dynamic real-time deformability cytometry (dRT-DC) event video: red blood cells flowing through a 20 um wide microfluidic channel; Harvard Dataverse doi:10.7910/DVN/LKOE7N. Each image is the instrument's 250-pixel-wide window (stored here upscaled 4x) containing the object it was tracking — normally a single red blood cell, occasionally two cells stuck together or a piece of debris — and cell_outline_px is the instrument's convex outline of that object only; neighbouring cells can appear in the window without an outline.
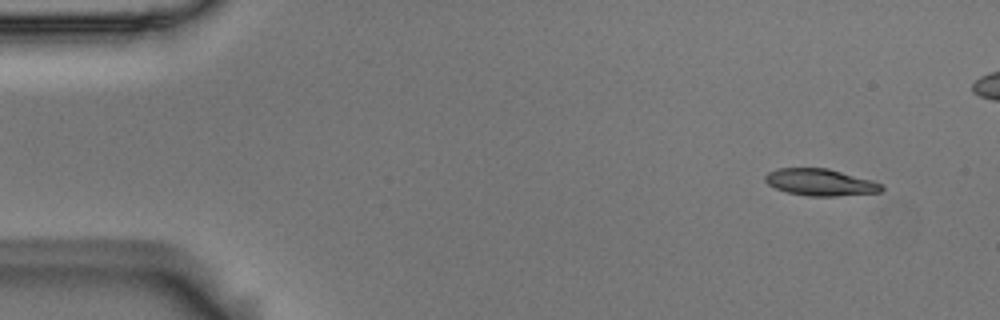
{"species": "Egyptian fruit bat (a non-hibernating species)", "species_latin": "Rousettus aegyptiacus", "temperature_condition": "room temperature", "stored_images_in_passage": 55, "camera_frame_rate_fps": 3000, "um_per_image_px": 0.085, "animal": {"sex": "male"}, "frame": {"image": 1, "passage_image": 4, "time_ms": 1.0, "image_size_px": [1000, 320], "cell_outline_px": [[884, 188], [880, 192], [836, 196], [808, 196], [788, 192], [776, 188], [768, 184], [764, 180], [764, 176], [768, 172], [776, 168], [828, 168], [872, 180], [884, 184]], "centroid_in_image_um": [69.74, 15.49], "position_along_channel_um": 15.3, "area_um2": 18.26}}
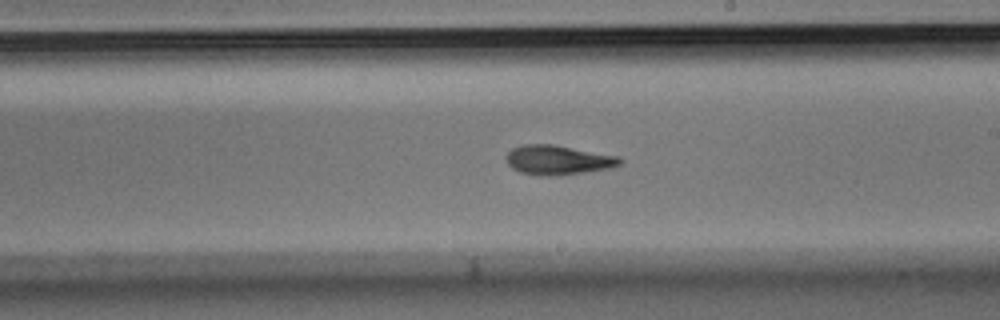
{"frame": {"image": 2, "passage_image": 31, "time_ms": 10.0, "image_size_px": [1000, 320], "cell_outline_px": [[624, 160], [620, 164], [612, 168], [560, 176], [540, 176], [520, 172], [512, 168], [508, 164], [504, 156], [512, 148], [520, 144], [552, 144], [620, 156]], "centroid_in_image_um": [47.43, 13.6], "position_along_channel_um": 241.6, "area_um2": 19.94}}
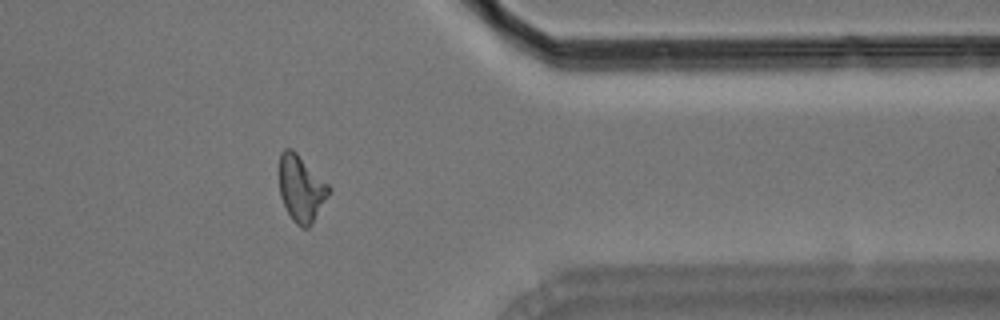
{"frame": {"image": 3, "passage_image": 44, "time_ms": 14.333, "image_size_px": [1000, 320], "cell_outline_px": [[332, 188], [328, 196], [312, 224], [308, 228], [300, 228], [292, 220], [280, 196], [280, 152], [284, 148], [292, 148]], "centroid_in_image_um": [25.6, 16.03], "position_along_channel_um": 385.8, "area_um2": 19.07}, "authors_computed_cell_mechanics": {"area_um2": 18.8428, "velocity_mm_per_s": 3.6645, "shape_relaxation_time_tau1_ms": 7.149, "shape_relaxation_time_tau2_ms": 3.9909, "deformation_change_tau1": 0.2086, "deformation_change_tau2": 0.1142}}